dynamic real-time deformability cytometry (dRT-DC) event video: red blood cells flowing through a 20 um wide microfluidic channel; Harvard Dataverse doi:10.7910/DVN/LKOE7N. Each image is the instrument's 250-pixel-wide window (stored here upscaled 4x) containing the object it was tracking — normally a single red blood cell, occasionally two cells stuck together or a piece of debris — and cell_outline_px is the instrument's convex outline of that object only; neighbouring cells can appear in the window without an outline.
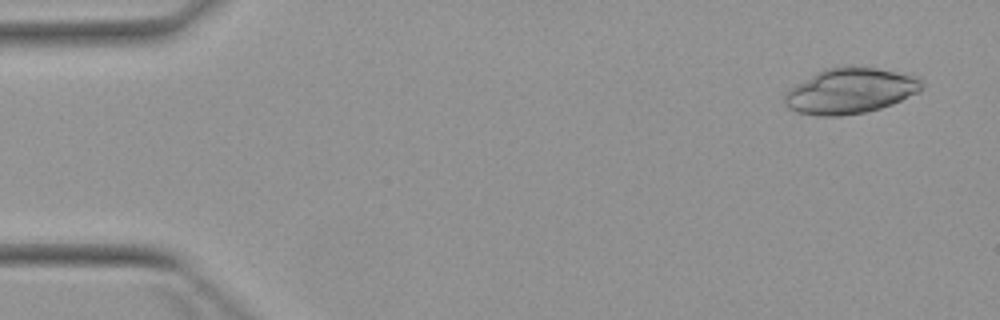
{"species": "Egyptian fruit bat (a non-hibernating species)", "species_latin": "Rousettus aegyptiacus", "temperature_condition": "warm", "stored_images_in_passage": 3, "camera_frame_rate_fps": 3000, "um_per_image_px": 0.085, "animal": {"sex": "female"}, "frame": {"image": 1, "passage_image": 1, "time_ms": 0.0, "image_size_px": [1000, 320], "cell_outline_px": [[924, 88], [920, 92], [892, 104], [880, 108], [864, 112], [840, 116], [816, 116], [796, 112], [788, 108], [784, 104], [784, 96], [788, 88], [816, 72], [824, 68], [852, 64], [876, 68], [912, 76], [920, 80]], "centroid_in_image_um": [72.21, 7.71], "position_along_channel_um": 12.8, "area_um2": 36.76}}